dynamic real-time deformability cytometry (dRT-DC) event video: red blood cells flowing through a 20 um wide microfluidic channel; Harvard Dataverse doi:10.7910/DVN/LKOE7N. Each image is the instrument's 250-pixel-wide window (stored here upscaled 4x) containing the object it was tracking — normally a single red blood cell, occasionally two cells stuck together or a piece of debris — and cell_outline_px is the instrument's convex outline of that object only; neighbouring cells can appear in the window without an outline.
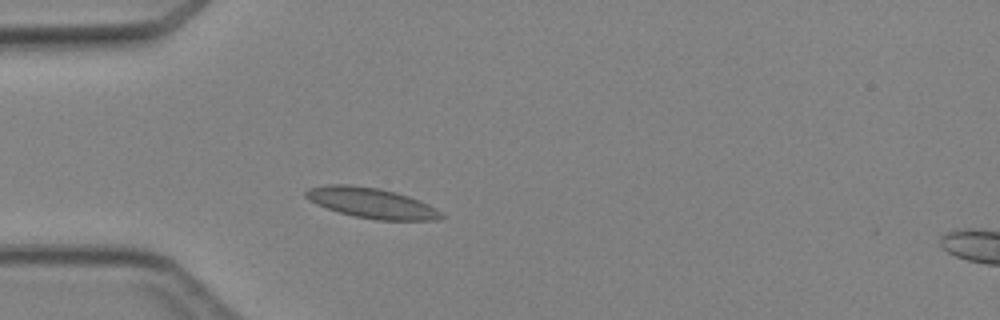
{"species": "Egyptian fruit bat (a non-hibernating species)", "species_latin": "Rousettus aegyptiacus", "temperature_condition": "cold", "stored_images_in_passage": 2, "camera_frame_rate_fps": 3000, "um_per_image_px": 0.085, "animal": {"sex": "female"}, "frame": {"image": 1, "passage_image": 1, "time_ms": 0.0, "image_size_px": [1000, 320], "cell_outline_px": [[444, 216], [436, 220], [376, 220], [356, 216], [340, 212], [316, 204], [308, 200], [304, 196], [304, 192], [308, 188], [328, 184], [348, 184], [380, 188], [396, 192], [408, 196], [428, 204], [440, 212]], "centroid_in_image_um": [31.53, 17.24], "position_along_channel_um": 53.5, "area_um2": 23.81}}